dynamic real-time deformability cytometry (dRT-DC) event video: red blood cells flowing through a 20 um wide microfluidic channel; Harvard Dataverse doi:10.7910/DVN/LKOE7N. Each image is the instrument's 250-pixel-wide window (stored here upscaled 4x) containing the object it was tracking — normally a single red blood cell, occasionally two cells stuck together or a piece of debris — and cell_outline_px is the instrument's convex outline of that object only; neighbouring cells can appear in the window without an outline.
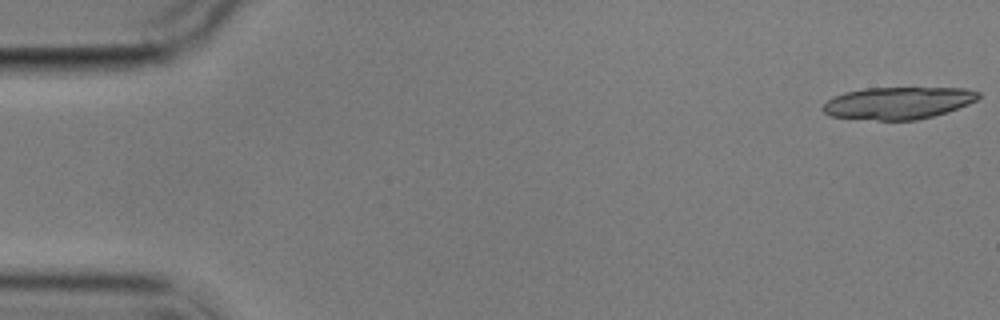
{"species": "common noctule bat (a hibernating species)", "species_latin": "Nyctalus noctula", "temperature_condition": "cold", "stored_images_in_passage": 5, "camera_frame_rate_fps": 3000, "um_per_image_px": 0.085, "animal": {"sex": "male", "body_mass_g": 17.9}, "frame": {"image": 1, "passage_image": 1, "time_ms": 0.0, "image_size_px": [1000, 320], "cell_outline_px": [[980, 96], [976, 100], [968, 104], [932, 116], [916, 120], [876, 120], [832, 116], [824, 112], [820, 108], [828, 100], [844, 92], [864, 88], [964, 88], [980, 92]], "centroid_in_image_um": [76.32, 8.75], "position_along_channel_um": 8.7, "area_um2": 28.84}}